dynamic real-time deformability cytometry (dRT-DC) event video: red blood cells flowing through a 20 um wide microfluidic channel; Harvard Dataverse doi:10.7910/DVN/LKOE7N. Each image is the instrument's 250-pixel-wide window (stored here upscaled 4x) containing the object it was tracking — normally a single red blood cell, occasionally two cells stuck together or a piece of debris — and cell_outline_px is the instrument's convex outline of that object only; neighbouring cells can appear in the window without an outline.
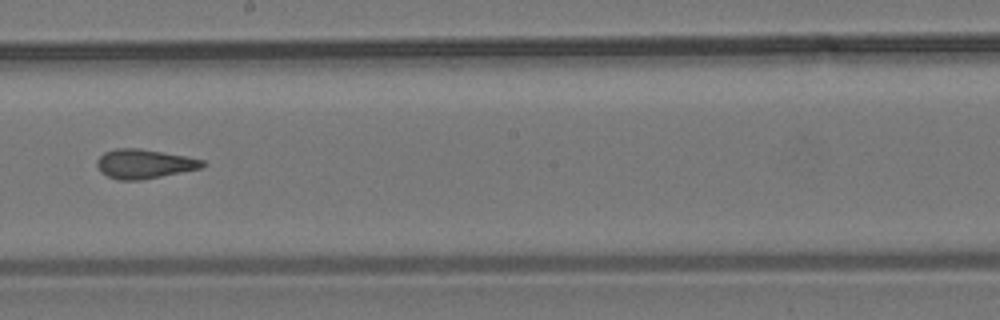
{"species": "common noctule bat (a hibernating species)", "species_latin": "Nyctalus noctula", "temperature_condition": "room temperature", "stored_images_in_passage": 9, "camera_frame_rate_fps": 3000, "um_per_image_px": 0.085, "animal": {"sex": "male", "body_mass_g": 19.2, "forearm_length_mm": 51.8}, "frame": {"image": 1, "passage_image": 7, "time_ms": 10.0, "image_size_px": [1000, 320], "cell_outline_px": [[208, 164], [200, 168], [140, 180], [116, 180], [100, 172], [96, 164], [96, 160], [104, 152], [116, 148], [140, 148], [188, 156], [204, 160]], "centroid_in_image_um": [12.24, 13.92], "position_along_channel_um": 236.0, "area_um2": 18.09}}
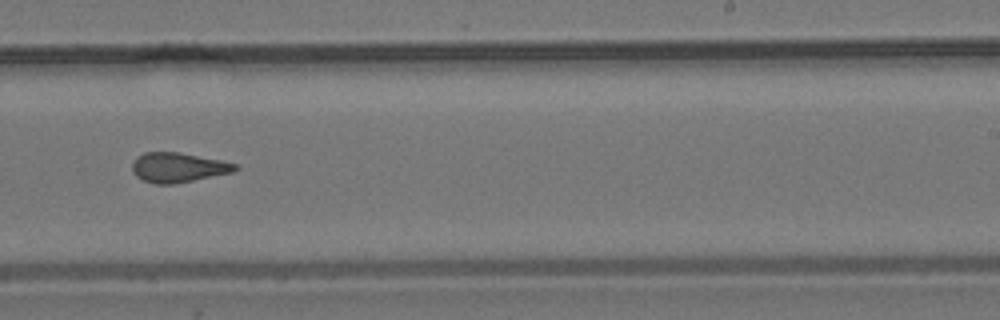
{"frame": {"image": 2, "passage_image": 8, "time_ms": 11.0, "image_size_px": [1000, 320], "cell_outline_px": [[240, 168], [236, 172], [172, 184], [156, 184], [144, 180], [136, 176], [132, 172], [132, 164], [136, 156], [144, 152], [180, 152], [220, 160], [236, 164]], "centroid_in_image_um": [15.15, 14.23], "position_along_channel_um": 273.9, "area_um2": 17.92}}
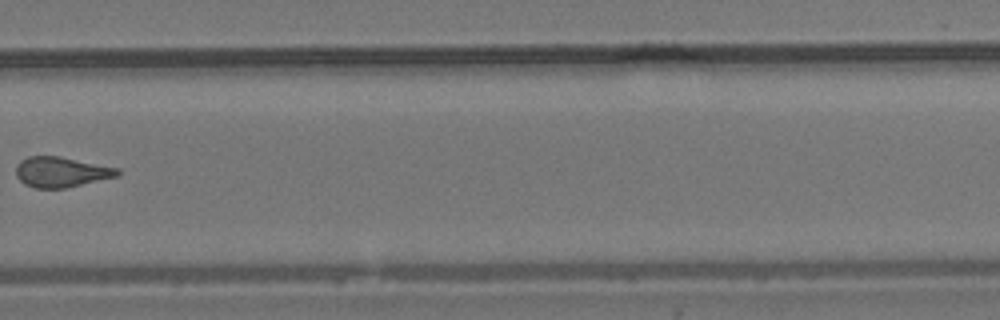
{"frame": {"image": 3, "passage_image": 9, "time_ms": 12.333, "image_size_px": [1000, 320], "cell_outline_px": [[120, 172], [116, 176], [64, 188], [36, 188], [24, 184], [16, 176], [16, 164], [20, 160], [28, 156], [60, 156], [120, 168]], "centroid_in_image_um": [5.16, 14.6], "position_along_channel_um": 324.6, "area_um2": 17.86}}